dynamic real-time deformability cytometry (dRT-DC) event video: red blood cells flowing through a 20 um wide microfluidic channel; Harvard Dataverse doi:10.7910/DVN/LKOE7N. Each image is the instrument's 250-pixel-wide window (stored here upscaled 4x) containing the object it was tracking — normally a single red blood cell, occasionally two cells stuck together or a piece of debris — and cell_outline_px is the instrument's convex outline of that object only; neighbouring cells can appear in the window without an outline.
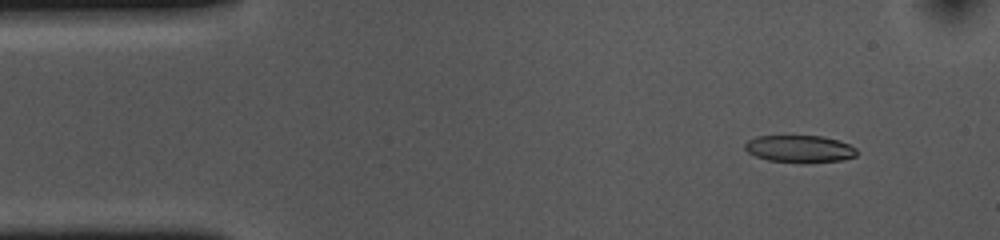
{"species": "common noctule bat (a hibernating species)", "species_latin": "Nyctalus noctula", "temperature_condition": "cold", "stored_images_in_passage": 53, "camera_frame_rate_fps": 3000, "um_per_image_px": 0.085, "animal": {"sex": "female", "body_mass_g": 10.0, "forearm_length_mm": 53.1}, "frame": {"image": 1, "passage_image": 5, "time_ms": 1.333, "image_size_px": [1000, 240], "cell_outline_px": [[856, 156], [840, 160], [808, 164], [768, 160], [756, 156], [748, 152], [744, 148], [744, 144], [748, 140], [756, 136], [824, 136], [840, 140], [856, 148]], "centroid_in_image_um": [67.97, 12.66], "position_along_channel_um": 17.0, "area_um2": 17.98}}
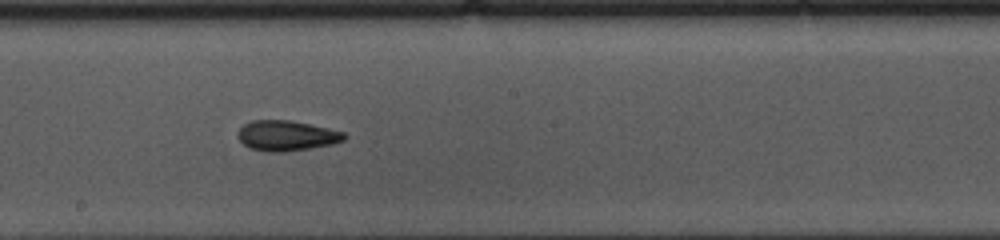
{"frame": {"image": 2, "passage_image": 28, "time_ms": 9.0, "image_size_px": [1000, 240], "cell_outline_px": [[348, 136], [344, 140], [332, 144], [312, 148], [284, 152], [268, 152], [248, 148], [236, 136], [240, 128], [244, 124], [252, 120], [288, 120], [328, 128], [344, 132]], "centroid_in_image_um": [24.35, 11.54], "position_along_channel_um": 223.9, "area_um2": 18.84}}
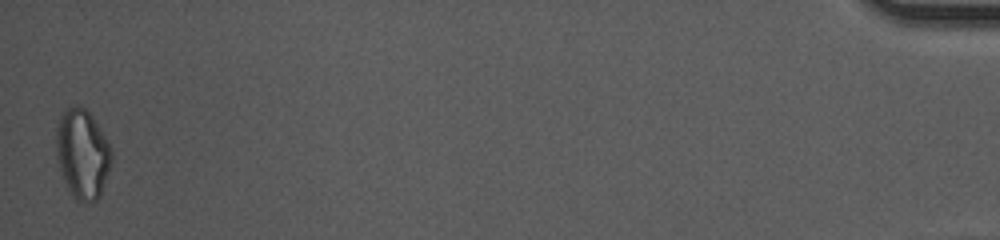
{"frame": {"image": 3, "passage_image": 53, "time_ms": 17.333, "image_size_px": [1000, 240], "cell_outline_px": [[112, 160], [100, 196], [96, 200], [76, 200], [72, 196], [64, 180], [56, 156], [56, 128], [60, 112], [64, 108], [72, 104], [80, 104], [92, 116], [108, 144], [112, 152]], "centroid_in_image_um": [6.97, 13.01], "position_along_channel_um": 428.2, "area_um2": 28.73}, "authors_computed_cell_mechanics": {"area_um2": 18.8428, "velocity_mm_per_s": 3.6486, "shape_relaxation_time_tau1_ms": 11.1647, "shape_relaxation_time_tau2_ms": 4.6124, "deformation_change_tau1": 0.211, "deformation_change_tau2": 0.1253}}